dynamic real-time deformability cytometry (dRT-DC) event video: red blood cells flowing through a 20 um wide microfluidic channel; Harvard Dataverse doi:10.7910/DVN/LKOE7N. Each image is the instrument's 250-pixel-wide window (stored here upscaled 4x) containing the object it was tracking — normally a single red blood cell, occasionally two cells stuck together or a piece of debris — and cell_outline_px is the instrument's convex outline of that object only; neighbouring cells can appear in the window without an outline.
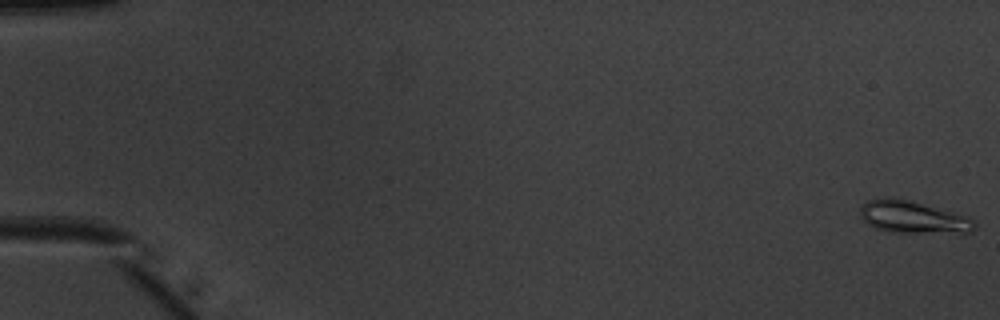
{"species": "common noctule bat (a hibernating species)", "species_latin": "Nyctalus noctula", "temperature_condition": "warm", "stored_images_in_passage": 17, "camera_frame_rate_fps": 3000, "um_per_image_px": 0.085, "animal": {"sex": "male", "body_mass_g": 20.1, "forearm_length_mm": 53.5}, "frame": {"image": 1, "passage_image": 1, "time_ms": 0.0, "image_size_px": [1000, 320], "cell_outline_px": [[976, 228], [972, 232], [888, 232], [876, 228], [868, 224], [860, 216], [860, 208], [868, 200], [884, 196], [892, 196], [972, 216], [976, 224]], "centroid_in_image_um": [77.62, 18.43], "position_along_channel_um": 7.4, "area_um2": 21.73}}